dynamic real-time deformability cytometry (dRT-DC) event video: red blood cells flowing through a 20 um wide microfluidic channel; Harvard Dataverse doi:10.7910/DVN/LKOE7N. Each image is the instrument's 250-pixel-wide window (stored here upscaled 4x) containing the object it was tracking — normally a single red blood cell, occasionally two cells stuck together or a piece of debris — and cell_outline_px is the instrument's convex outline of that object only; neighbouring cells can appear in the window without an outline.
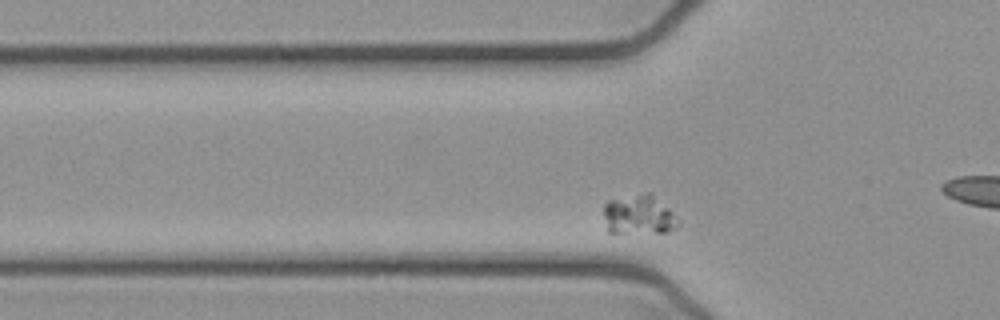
{"species": "common noctule bat (a hibernating species)", "species_latin": "Nyctalus noctula", "temperature_condition": "cold", "stored_images_in_passage": 33, "camera_frame_rate_fps": 3000, "um_per_image_px": 0.085, "animal": {"sex": "female", "body_mass_g": 21.9}, "frame": {"image": 1, "passage_image": 4, "time_ms": 1.0, "image_size_px": [1000, 320], "cell_outline_px": [[680, 224], [676, 228], [664, 232], [608, 232], [604, 216], [604, 204], [608, 200], [648, 192], [652, 192], [680, 220]], "centroid_in_image_um": [54.32, 18.24], "position_along_channel_um": 71.5, "area_um2": 17.11}}
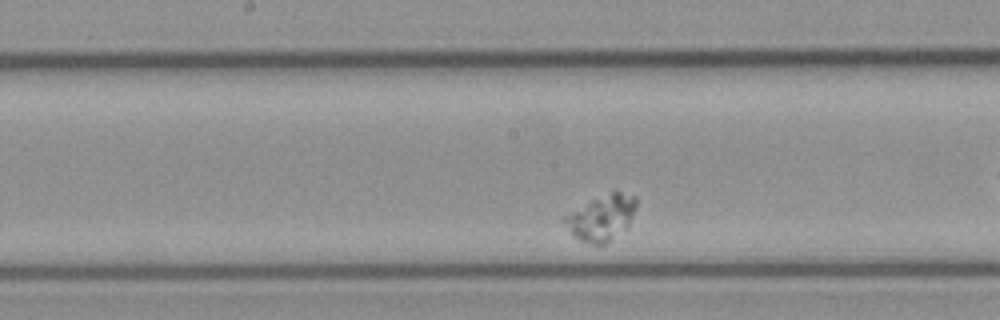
{"frame": {"image": 2, "passage_image": 15, "time_ms": 4.667, "image_size_px": [1000, 320], "cell_outline_px": [[636, 208], [628, 228], [608, 244], [592, 244], [580, 240], [560, 220], [560, 216], [616, 188], [636, 196]], "centroid_in_image_um": [51.16, 18.48], "position_along_channel_um": 197.0, "area_um2": 19.65}}
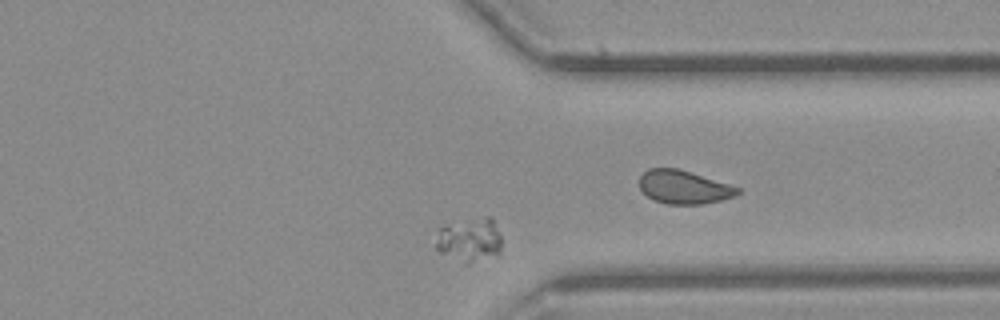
{"frame": {"image": 3, "passage_image": 30, "time_ms": 9.667, "image_size_px": [1000, 320], "cell_outline_px": [[500, 256], [464, 264], [440, 252], [436, 248], [436, 228], [444, 224], [484, 216], [492, 216], [500, 236]], "centroid_in_image_um": [39.9, 20.38], "position_along_channel_um": 371.5, "area_um2": 17.4}}